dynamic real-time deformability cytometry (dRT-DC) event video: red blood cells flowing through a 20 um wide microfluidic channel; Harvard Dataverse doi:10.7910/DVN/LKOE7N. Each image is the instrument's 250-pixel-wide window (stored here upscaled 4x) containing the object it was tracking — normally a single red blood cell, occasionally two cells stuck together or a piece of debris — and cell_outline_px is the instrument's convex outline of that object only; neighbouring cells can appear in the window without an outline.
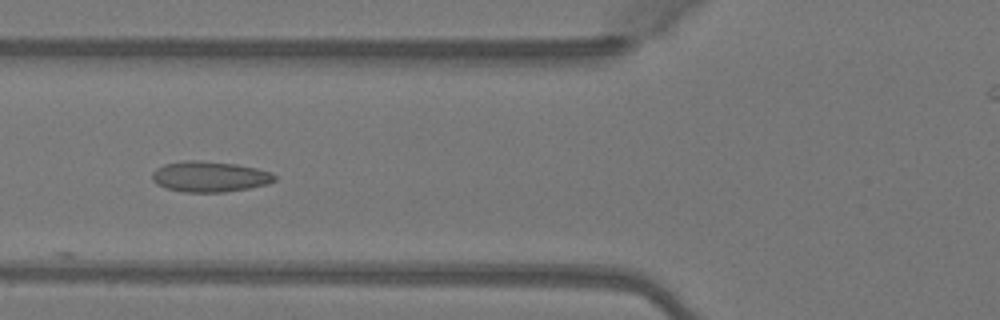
{"species": "Egyptian fruit bat (a non-hibernating species)", "species_latin": "Rousettus aegyptiacus", "temperature_condition": "warm", "stored_images_in_passage": 8, "camera_frame_rate_fps": 3000, "um_per_image_px": 0.085, "animal": {"sex": "female"}, "frame": {"image": 1, "passage_image": 5, "time_ms": 1.333, "image_size_px": [1000, 320], "cell_outline_px": [[276, 180], [268, 184], [248, 188], [224, 192], [184, 192], [164, 188], [156, 184], [152, 180], [152, 172], [156, 168], [164, 164], [184, 160], [200, 160], [236, 164], [256, 168], [272, 172], [276, 176]], "centroid_in_image_um": [17.8, 15.01], "position_along_channel_um": 108.0, "area_um2": 22.08}}